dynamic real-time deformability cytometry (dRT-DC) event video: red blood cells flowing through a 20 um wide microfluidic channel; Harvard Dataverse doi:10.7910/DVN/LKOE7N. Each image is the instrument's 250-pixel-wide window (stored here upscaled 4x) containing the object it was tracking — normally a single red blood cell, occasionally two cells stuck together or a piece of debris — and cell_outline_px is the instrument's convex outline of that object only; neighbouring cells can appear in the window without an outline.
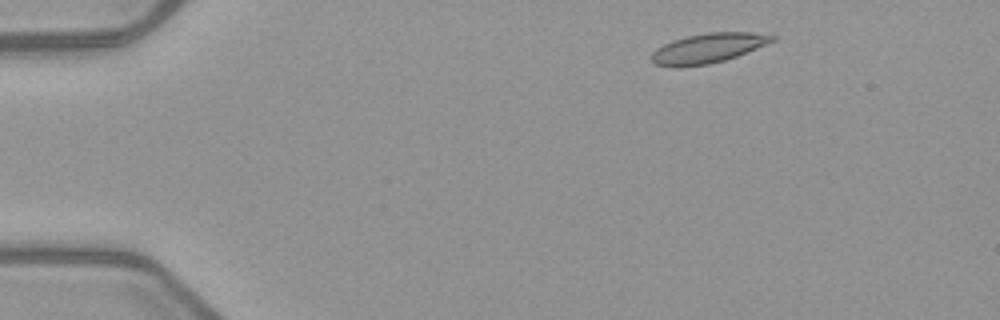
{"species": "common noctule bat (a hibernating species)", "species_latin": "Nyctalus noctula", "temperature_condition": "warm", "stored_images_in_passage": 3, "camera_frame_rate_fps": 3000, "um_per_image_px": 0.085, "animal": {"sex": "female", "body_mass_g": 21.9}, "frame": {"image": 1, "passage_image": 1, "time_ms": 0.0, "image_size_px": [1000, 320], "cell_outline_px": [[776, 40], [736, 56], [724, 60], [708, 64], [680, 68], [672, 68], [656, 64], [648, 60], [652, 52], [656, 48], [672, 40], [688, 36], [708, 32], [752, 32], [776, 36]], "centroid_in_image_um": [60.11, 4.11], "position_along_channel_um": 24.9, "area_um2": 21.04}}